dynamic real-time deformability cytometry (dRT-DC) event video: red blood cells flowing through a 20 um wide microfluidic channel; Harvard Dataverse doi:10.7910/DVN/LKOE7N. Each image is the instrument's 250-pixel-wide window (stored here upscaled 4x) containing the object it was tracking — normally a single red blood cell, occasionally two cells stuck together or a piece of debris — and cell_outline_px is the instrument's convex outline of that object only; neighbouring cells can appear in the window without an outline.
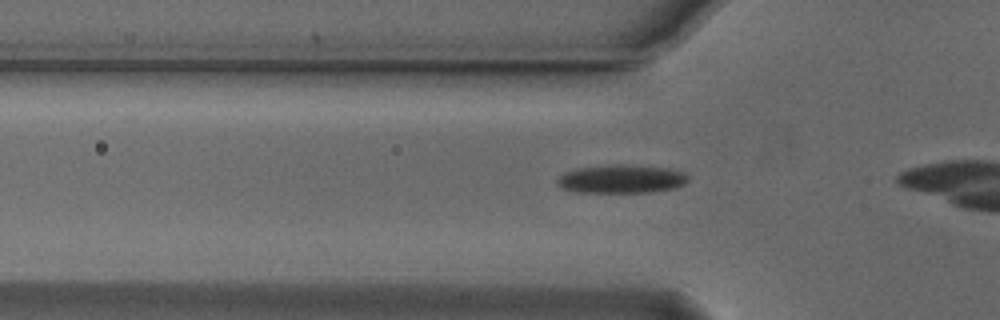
{"species": "Egyptian fruit bat (a non-hibernating species)", "species_latin": "Rousettus aegyptiacus", "temperature_condition": "cold", "stored_images_in_passage": 11, "camera_frame_rate_fps": 3000, "um_per_image_px": 0.085, "animal": {"sex": "male"}, "frame": {"image": 1, "passage_image": 5, "time_ms": 1.333, "image_size_px": [1000, 320], "cell_outline_px": [[688, 180], [684, 184], [676, 188], [652, 192], [580, 192], [560, 188], [556, 184], [556, 180], [564, 172], [576, 168], [608, 164], [624, 164], [668, 168], [684, 172], [688, 176]], "centroid_in_image_um": [52.8, 15.2], "position_along_channel_um": 73.0, "area_um2": 21.96}}
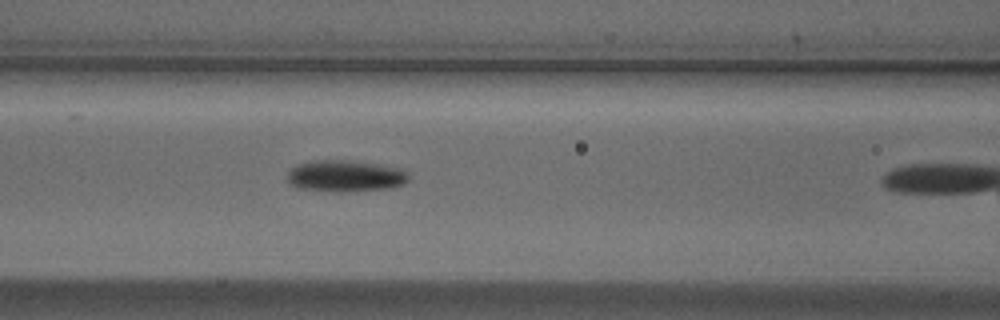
{"frame": {"image": 2, "passage_image": 10, "time_ms": 3.0, "image_size_px": [1000, 320], "cell_outline_px": [[408, 180], [404, 184], [388, 188], [348, 192], [336, 192], [300, 188], [288, 184], [288, 172], [296, 164], [316, 160], [348, 160], [400, 168], [408, 176]], "centroid_in_image_um": [29.31, 14.97], "position_along_channel_um": 137.3, "area_um2": 22.2}}